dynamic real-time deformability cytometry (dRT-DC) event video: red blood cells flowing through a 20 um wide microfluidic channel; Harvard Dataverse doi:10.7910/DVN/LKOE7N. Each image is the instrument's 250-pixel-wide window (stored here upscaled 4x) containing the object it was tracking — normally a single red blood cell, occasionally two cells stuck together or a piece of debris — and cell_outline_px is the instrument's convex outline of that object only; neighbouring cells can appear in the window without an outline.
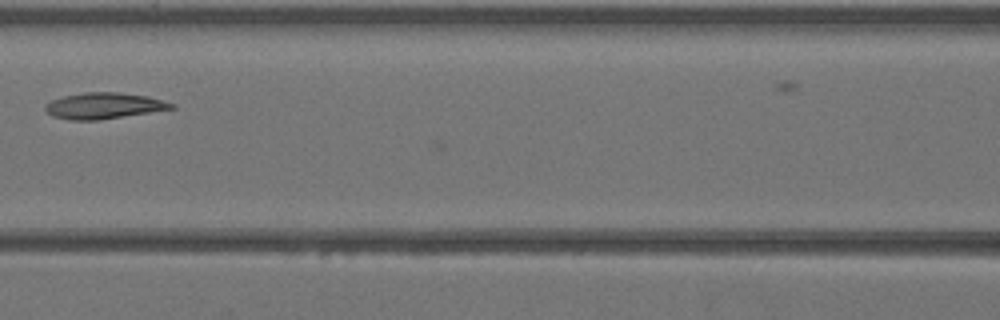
{"species": "Egyptian fruit bat (a non-hibernating species)", "species_latin": "Rousettus aegyptiacus", "temperature_condition": "warm", "stored_images_in_passage": 33, "camera_frame_rate_fps": 3000, "um_per_image_px": 0.085, "animal": {"sex": "female"}, "frame": {"image": 1, "passage_image": 15, "time_ms": 4.667, "image_size_px": [1000, 320], "cell_outline_px": [[176, 108], [96, 120], [72, 120], [52, 116], [44, 108], [44, 104], [52, 100], [64, 96], [84, 92], [120, 92], [148, 96], [176, 104]], "centroid_in_image_um": [8.83, 8.98], "position_along_channel_um": 157.8, "area_um2": 19.07}}
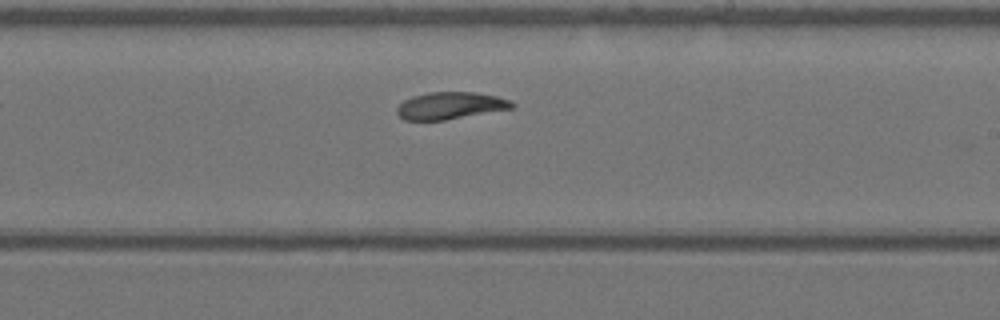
{"frame": {"image": 2, "passage_image": 21, "time_ms": 6.667, "image_size_px": [1000, 320], "cell_outline_px": [[516, 104], [512, 108], [444, 120], [404, 120], [396, 112], [396, 108], [404, 100], [412, 96], [428, 92], [476, 92], [496, 96], [512, 100]], "centroid_in_image_um": [38.27, 8.97], "position_along_channel_um": 250.7, "area_um2": 18.15}}
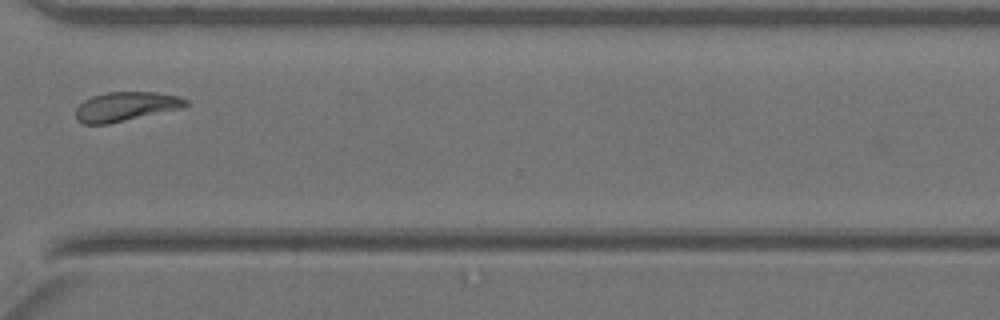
{"frame": {"image": 3, "passage_image": 28, "time_ms": 9.0, "image_size_px": [1000, 320], "cell_outline_px": [[188, 104], [184, 108], [108, 124], [84, 124], [76, 120], [76, 108], [84, 100], [92, 96], [108, 92], [156, 92], [180, 96], [188, 100]], "centroid_in_image_um": [10.72, 9.05], "position_along_channel_um": 359.9, "area_um2": 18.9}}